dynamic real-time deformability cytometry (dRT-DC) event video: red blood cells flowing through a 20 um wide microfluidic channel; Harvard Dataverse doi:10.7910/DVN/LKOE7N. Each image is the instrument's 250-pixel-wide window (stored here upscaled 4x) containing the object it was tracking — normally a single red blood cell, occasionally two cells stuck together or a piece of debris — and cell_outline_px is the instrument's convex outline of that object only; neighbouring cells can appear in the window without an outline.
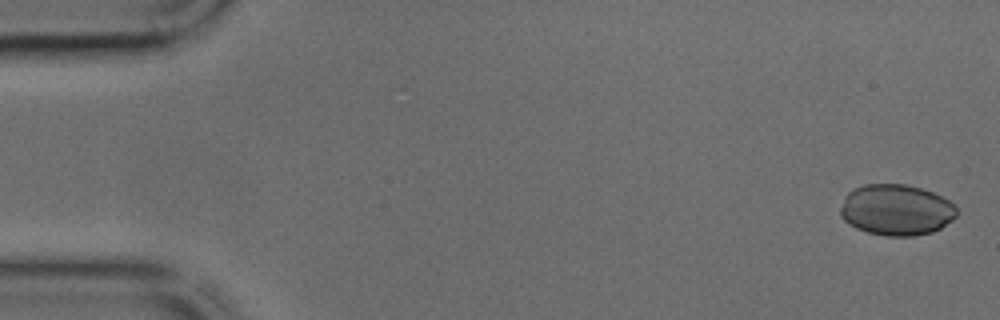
{"species": "common noctule bat (a hibernating species)", "species_latin": "Nyctalus noctula", "temperature_condition": "cold", "stored_images_in_passage": 44, "camera_frame_rate_fps": 3000, "um_per_image_px": 0.085, "animal": {"sex": "male", "body_mass_g": 17.9, "forearm_length_mm": 54.2}, "frame": {"image": 1, "passage_image": 1, "time_ms": 0.0, "image_size_px": [1000, 320], "cell_outline_px": [[956, 216], [952, 220], [940, 228], [932, 232], [912, 236], [884, 236], [868, 232], [856, 228], [848, 224], [840, 216], [840, 208], [844, 196], [852, 188], [864, 184], [904, 184], [920, 188], [932, 192], [948, 200], [956, 208]], "centroid_in_image_um": [76.13, 17.84], "position_along_channel_um": 8.9, "area_um2": 34.68}}
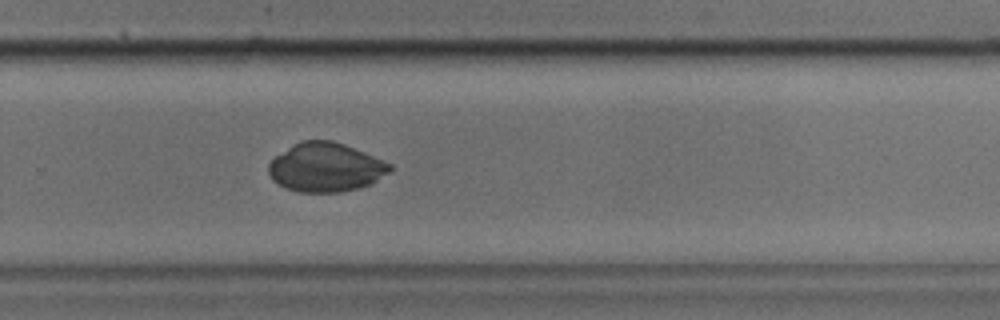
{"frame": {"image": 2, "passage_image": 29, "time_ms": 9.333, "image_size_px": [1000, 320], "cell_outline_px": [[392, 172], [372, 184], [360, 188], [340, 192], [300, 192], [284, 188], [272, 180], [268, 172], [268, 164], [276, 156], [292, 144], [304, 140], [332, 140], [344, 144], [384, 160], [392, 164]], "centroid_in_image_um": [27.71, 14.23], "position_along_channel_um": 302.1, "area_um2": 34.97}}